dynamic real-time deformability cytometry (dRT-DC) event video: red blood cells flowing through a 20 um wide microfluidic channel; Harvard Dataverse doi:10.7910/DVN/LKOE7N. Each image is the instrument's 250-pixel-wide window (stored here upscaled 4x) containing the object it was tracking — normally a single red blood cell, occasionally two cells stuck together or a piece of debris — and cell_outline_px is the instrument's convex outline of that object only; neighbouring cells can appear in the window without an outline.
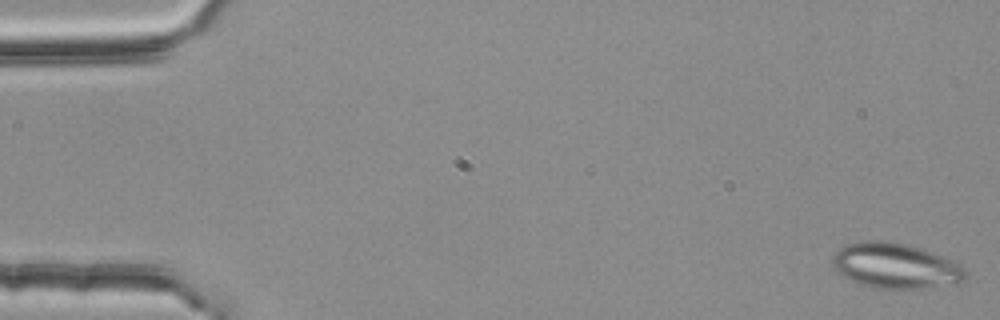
{"species": "common noctule bat (a hibernating species)", "species_latin": "Nyctalus noctula", "temperature_condition": "room temperature", "stored_images_in_passage": 52, "camera_frame_rate_fps": 3000, "um_per_image_px": 0.085, "animal": {"sex": "female", "body_mass_g": 25.1}, "frame": {"image": 1, "passage_image": 1, "time_ms": 0.0, "image_size_px": [1000, 320], "cell_outline_px": [[968, 276], [964, 280], [956, 284], [924, 288], [876, 288], [860, 284], [840, 276], [836, 272], [832, 264], [832, 256], [844, 244], [860, 240], [884, 240], [904, 244], [920, 248], [932, 252], [952, 260], [960, 264], [964, 268]], "centroid_in_image_um": [76.09, 22.59], "position_along_channel_um": 8.9, "area_um2": 35.49}}
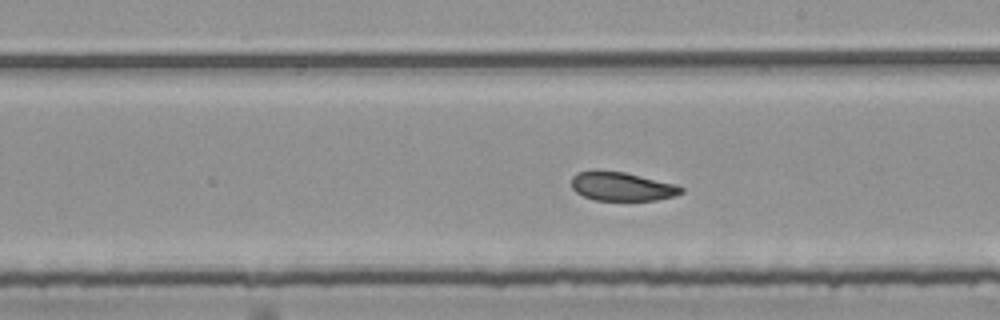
{"frame": {"image": 2, "passage_image": 31, "time_ms": 10.0, "image_size_px": [1000, 320], "cell_outline_px": [[684, 192], [676, 196], [656, 200], [592, 200], [576, 192], [572, 188], [572, 176], [576, 172], [592, 168], [624, 172], [676, 184], [684, 188]], "centroid_in_image_um": [52.83, 15.82], "position_along_channel_um": 236.2, "area_um2": 18.84}}
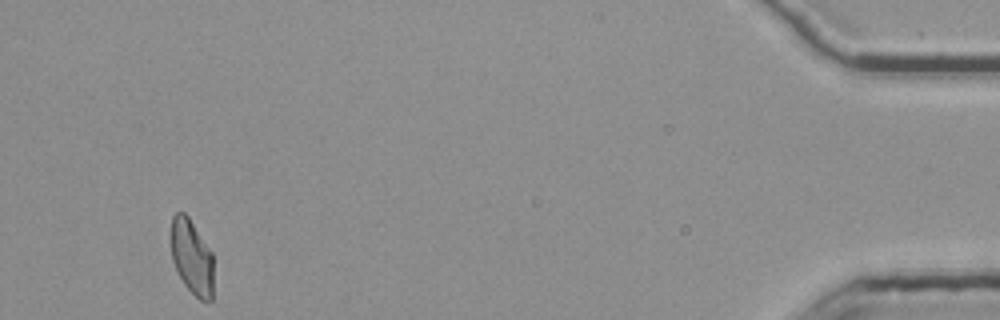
{"frame": {"image": 3, "passage_image": 52, "time_ms": 17.0, "image_size_px": [1000, 320], "cell_outline_px": [[212, 300], [200, 300], [184, 284], [172, 260], [172, 216], [176, 212], [184, 212], [188, 216], [212, 252]], "centroid_in_image_um": [16.31, 21.83], "position_along_channel_um": 418.9, "area_um2": 18.15}, "authors_computed_cell_mechanics": {"area_um2": 20.0566, "velocity_mm_per_s": 3.7445, "shape_relaxation_time_tau1_ms": null, "shape_relaxation_time_tau2_ms": 2.3437, "deformation_change_tau1": null, "deformation_change_tau2": 0.0838}}